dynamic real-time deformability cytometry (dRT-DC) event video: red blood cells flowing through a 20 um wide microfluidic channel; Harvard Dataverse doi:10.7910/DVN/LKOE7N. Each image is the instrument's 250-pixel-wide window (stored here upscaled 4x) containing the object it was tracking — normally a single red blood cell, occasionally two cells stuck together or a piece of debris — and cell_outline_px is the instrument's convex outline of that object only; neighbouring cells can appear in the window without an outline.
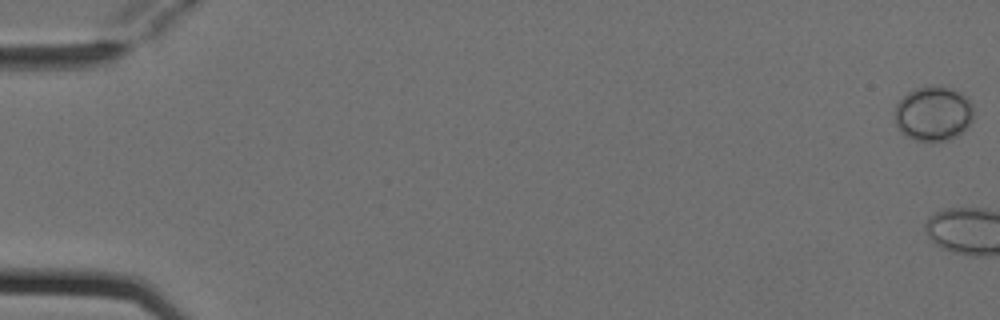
{"species": "Egyptian fruit bat (a non-hibernating species)", "species_latin": "Rousettus aegyptiacus", "temperature_condition": "cold", "stored_images_in_passage": 6, "camera_frame_rate_fps": 3000, "um_per_image_px": 0.085, "animal": {"sex": "female"}, "frame": {"image": 1, "passage_image": 1, "time_ms": 0.0, "image_size_px": [1000, 320], "cell_outline_px": [[972, 120], [956, 136], [948, 140], [912, 140], [900, 132], [896, 124], [896, 104], [908, 92], [916, 88], [928, 84], [952, 88], [968, 96], [972, 104]], "centroid_in_image_um": [79.33, 9.62], "position_along_channel_um": 5.7, "area_um2": 25.09}}